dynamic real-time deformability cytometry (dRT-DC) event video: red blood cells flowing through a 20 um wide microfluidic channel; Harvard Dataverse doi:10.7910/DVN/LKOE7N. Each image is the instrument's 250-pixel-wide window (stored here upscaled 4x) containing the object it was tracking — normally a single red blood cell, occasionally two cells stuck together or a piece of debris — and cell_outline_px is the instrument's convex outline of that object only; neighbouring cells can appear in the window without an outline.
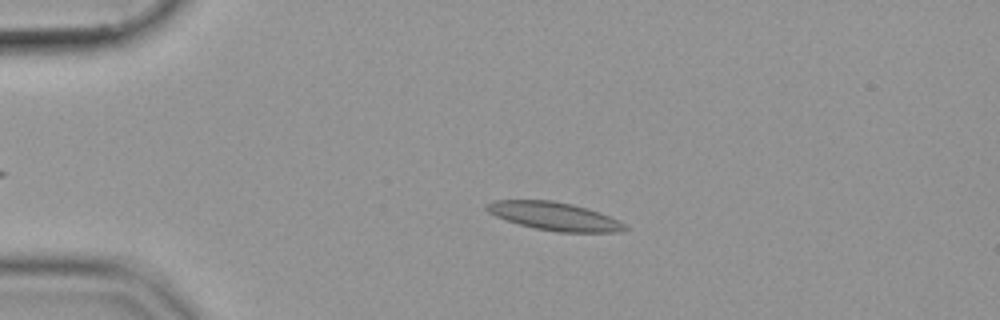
{"species": "common noctule bat (a hibernating species)", "species_latin": "Nyctalus noctula", "temperature_condition": "cold", "stored_images_in_passage": 47, "camera_frame_rate_fps": 3000, "um_per_image_px": 0.085, "animal": {"sex": "female", "body_mass_g": 19.9}, "frame": {"image": 1, "passage_image": 12, "time_ms": 3.667, "image_size_px": [1000, 320], "cell_outline_px": [[628, 228], [620, 232], [556, 232], [516, 224], [496, 216], [488, 212], [484, 208], [484, 204], [492, 200], [552, 200], [572, 204], [588, 208], [600, 212], [624, 224]], "centroid_in_image_um": [47.06, 18.37], "position_along_channel_um": 37.9, "area_um2": 22.77}}
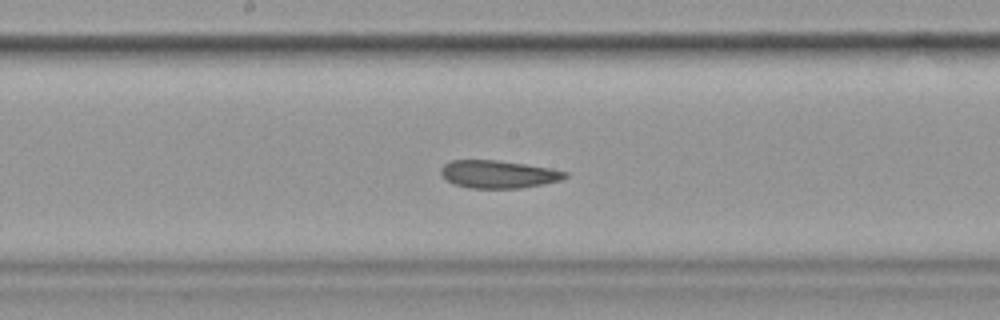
{"frame": {"image": 2, "passage_image": 29, "time_ms": 9.333, "image_size_px": [1000, 320], "cell_outline_px": [[568, 176], [560, 180], [520, 188], [468, 188], [456, 184], [448, 180], [440, 172], [440, 168], [444, 164], [452, 160], [496, 160], [552, 168], [568, 172]], "centroid_in_image_um": [42.36, 14.8], "position_along_channel_um": 205.8, "area_um2": 19.88}}
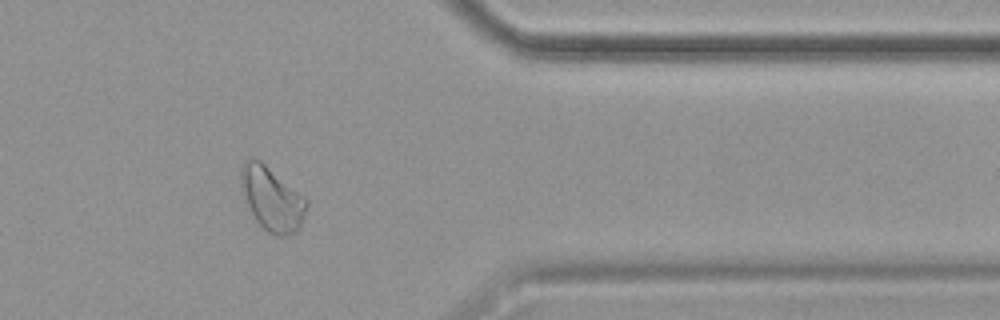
{"frame": {"image": 3, "passage_image": 45, "time_ms": 14.667, "image_size_px": [1000, 320], "cell_outline_px": [[308, 204], [300, 228], [296, 232], [284, 236], [276, 236], [268, 232], [256, 220], [248, 208], [244, 200], [240, 184], [240, 168], [244, 160], [252, 156], [256, 156], [304, 196], [308, 200]], "centroid_in_image_um": [23.08, 16.86], "position_along_channel_um": 388.3, "area_um2": 24.85}}